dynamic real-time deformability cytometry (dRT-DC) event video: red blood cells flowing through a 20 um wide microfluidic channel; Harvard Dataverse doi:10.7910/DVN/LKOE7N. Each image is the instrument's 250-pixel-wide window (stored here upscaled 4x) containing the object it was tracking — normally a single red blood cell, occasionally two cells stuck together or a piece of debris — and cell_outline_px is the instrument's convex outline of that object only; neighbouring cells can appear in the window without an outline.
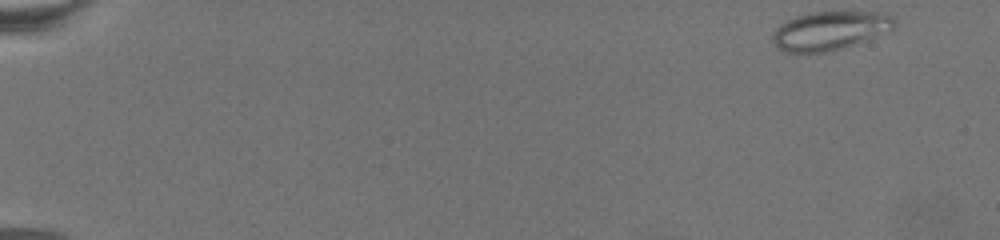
{"species": "common noctule bat (a hibernating species)", "species_latin": "Nyctalus noctula", "temperature_condition": "warm", "stored_images_in_passage": 70, "camera_frame_rate_fps": 3000, "um_per_image_px": 0.085, "animal": {"sex": "female", "body_mass_g": 19.5, "forearm_length_mm": 54.1}, "frame": {"image": 1, "passage_image": 1, "time_ms": 0.0, "image_size_px": [1000, 240], "cell_outline_px": [[896, 24], [892, 32], [832, 52], [784, 52], [772, 40], [772, 32], [776, 28], [788, 20], [796, 16], [812, 12], [888, 12], [896, 20]], "centroid_in_image_um": [70.64, 2.61], "position_along_channel_um": 14.4, "area_um2": 27.92}}
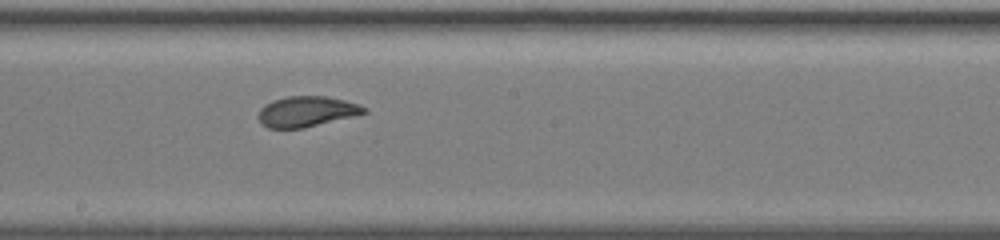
{"frame": {"image": 2, "passage_image": 40, "time_ms": 13.0, "image_size_px": [1000, 240], "cell_outline_px": [[368, 112], [356, 116], [304, 128], [268, 128], [260, 124], [256, 116], [260, 108], [264, 104], [272, 100], [288, 96], [328, 96], [360, 104], [368, 108]], "centroid_in_image_um": [26.06, 9.48], "position_along_channel_um": 222.1, "area_um2": 19.25}}
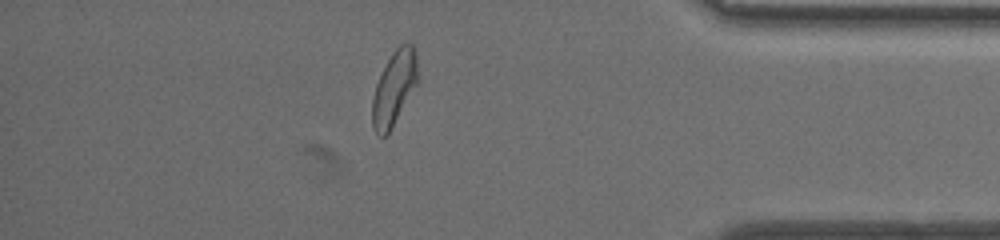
{"frame": {"image": 3, "passage_image": 61, "time_ms": 20.0, "image_size_px": [1000, 240], "cell_outline_px": [[420, 80], [388, 136], [380, 136], [372, 128], [372, 100], [376, 84], [392, 52], [400, 44], [412, 44], [416, 56]], "centroid_in_image_um": [33.53, 7.53], "position_along_channel_um": 401.7, "area_um2": 19.94}}